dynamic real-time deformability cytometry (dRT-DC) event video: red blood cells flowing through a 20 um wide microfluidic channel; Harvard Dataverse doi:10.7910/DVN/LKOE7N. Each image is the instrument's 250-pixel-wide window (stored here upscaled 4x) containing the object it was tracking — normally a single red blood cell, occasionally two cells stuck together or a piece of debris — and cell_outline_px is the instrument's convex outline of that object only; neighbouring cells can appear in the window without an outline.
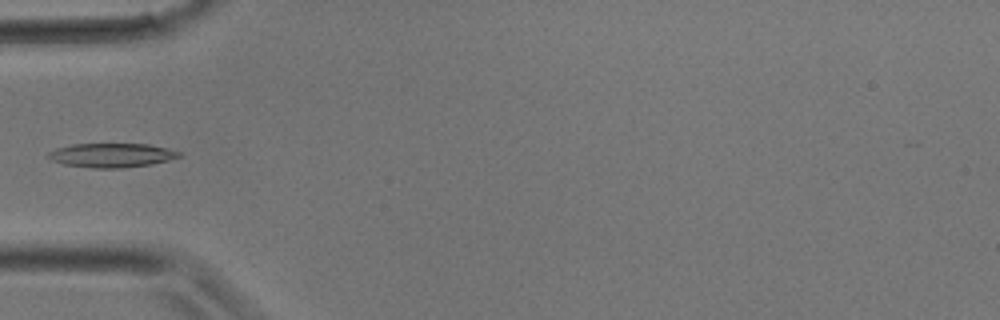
{"species": "common noctule bat (a hibernating species)", "species_latin": "Nyctalus noctula", "temperature_condition": "room temperature", "stored_images_in_passage": 27, "camera_frame_rate_fps": 3000, "um_per_image_px": 0.085, "animal": {"sex": "male", "body_mass_g": 17.9}, "frame": {"image": 1, "passage_image": 7, "time_ms": 2.0, "image_size_px": [1000, 320], "cell_outline_px": [[184, 156], [152, 164], [120, 168], [92, 168], [64, 164], [52, 160], [44, 156], [48, 152], [56, 148], [72, 144], [148, 144], [180, 152]], "centroid_in_image_um": [9.46, 13.2], "position_along_channel_um": 75.5, "area_um2": 18.38}}
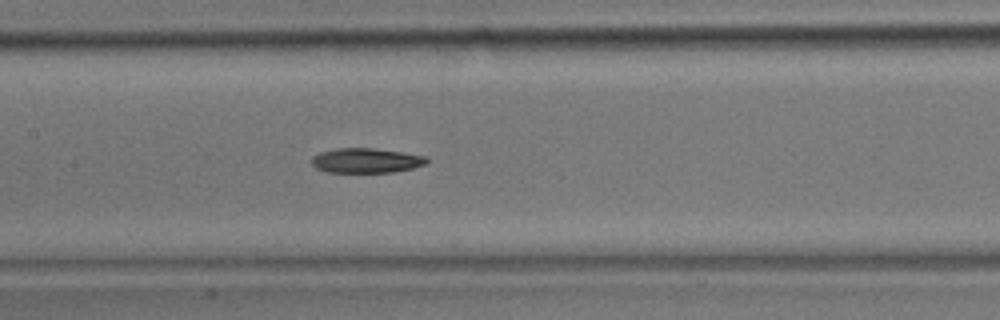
{"frame": {"image": 2, "passage_image": 12, "time_ms": 3.667, "image_size_px": [1000, 320], "cell_outline_px": [[428, 160], [424, 164], [412, 168], [392, 172], [328, 172], [316, 168], [312, 164], [312, 156], [320, 152], [336, 148], [372, 148], [428, 156]], "centroid_in_image_um": [31.1, 13.64], "position_along_channel_um": 176.3, "area_um2": 16.47}}
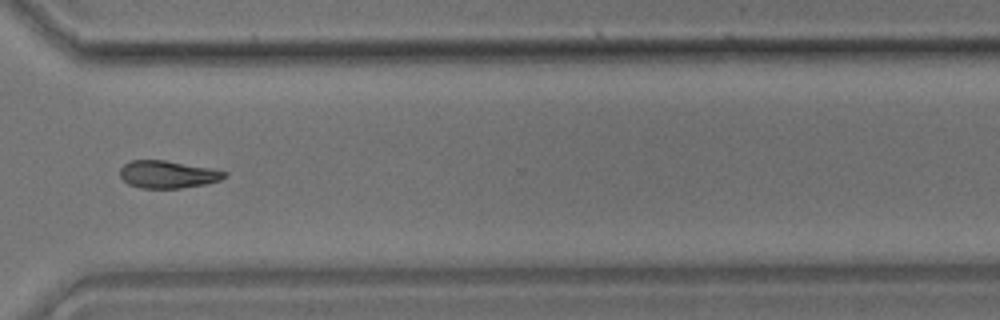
{"frame": {"image": 3, "passage_image": 21, "time_ms": 6.667, "image_size_px": [1000, 320], "cell_outline_px": [[228, 176], [220, 180], [204, 184], [180, 188], [140, 188], [128, 184], [120, 176], [120, 168], [124, 164], [132, 160], [164, 160], [212, 168], [228, 172]], "centroid_in_image_um": [14.27, 14.82], "position_along_channel_um": 356.3, "area_um2": 16.76}}